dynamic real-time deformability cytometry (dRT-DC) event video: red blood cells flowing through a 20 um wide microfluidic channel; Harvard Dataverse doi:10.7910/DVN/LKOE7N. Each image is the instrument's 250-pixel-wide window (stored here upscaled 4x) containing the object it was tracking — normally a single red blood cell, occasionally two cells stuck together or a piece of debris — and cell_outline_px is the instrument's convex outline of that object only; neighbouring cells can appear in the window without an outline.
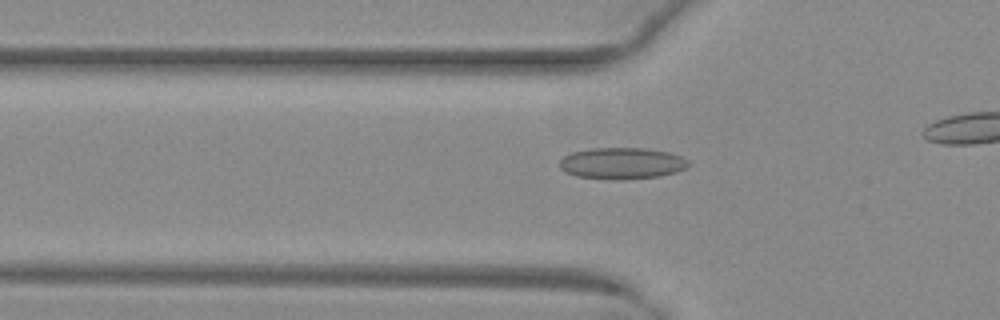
{"species": "common noctule bat (a hibernating species)", "species_latin": "Nyctalus noctula", "temperature_condition": "warm", "stored_images_in_passage": 28, "camera_frame_rate_fps": 3000, "um_per_image_px": 0.085, "animal": {"sex": "female", "body_mass_g": 29.2, "forearm_length_mm": 56.3}, "frame": {"image": 1, "passage_image": 16, "time_ms": 5.0, "image_size_px": [1000, 320], "cell_outline_px": [[688, 164], [684, 168], [676, 172], [660, 176], [624, 180], [612, 180], [576, 176], [560, 168], [560, 160], [564, 156], [572, 152], [588, 148], [644, 148], [668, 152], [680, 156], [688, 160]], "centroid_in_image_um": [52.84, 13.88], "position_along_channel_um": 73.0, "area_um2": 23.64}}
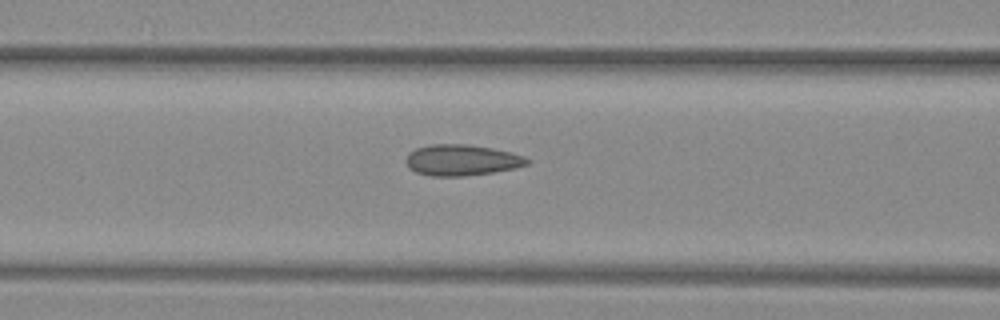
{"frame": {"image": 2, "passage_image": 20, "time_ms": 6.333, "image_size_px": [1000, 320], "cell_outline_px": [[532, 160], [528, 164], [512, 168], [492, 172], [464, 176], [432, 176], [416, 172], [408, 168], [404, 160], [408, 152], [416, 148], [432, 144], [468, 144], [492, 148], [512, 152], [524, 156]], "centroid_in_image_um": [39.21, 13.6], "position_along_channel_um": 127.4, "area_um2": 22.02}}
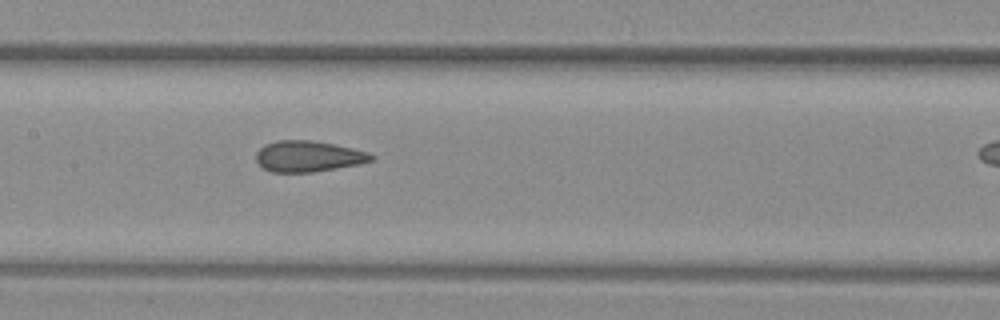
{"frame": {"image": 3, "passage_image": 24, "time_ms": 7.667, "image_size_px": [1000, 320], "cell_outline_px": [[376, 156], [372, 160], [356, 164], [312, 172], [272, 172], [264, 168], [256, 160], [256, 152], [264, 144], [276, 140], [312, 140], [336, 144], [368, 152]], "centroid_in_image_um": [26.18, 13.27], "position_along_channel_um": 181.2, "area_um2": 20.69}}